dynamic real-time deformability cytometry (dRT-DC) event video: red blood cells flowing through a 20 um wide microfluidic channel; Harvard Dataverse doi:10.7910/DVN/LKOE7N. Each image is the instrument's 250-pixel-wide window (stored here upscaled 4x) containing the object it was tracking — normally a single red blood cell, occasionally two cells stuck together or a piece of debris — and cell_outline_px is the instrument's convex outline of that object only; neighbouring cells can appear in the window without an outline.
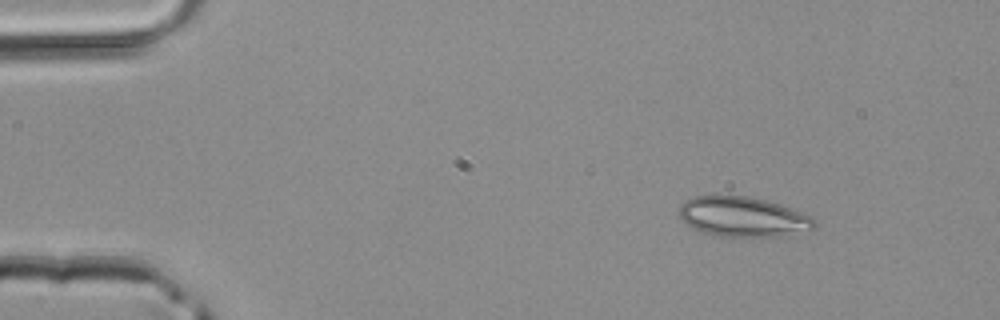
{"species": "common noctule bat (a hibernating species)", "species_latin": "Nyctalus noctula", "temperature_condition": "room temperature", "stored_images_in_passage": 2, "camera_frame_rate_fps": 3000, "um_per_image_px": 0.085, "animal": {"sex": "male", "body_mass_g": 20.4}, "frame": {"image": 1, "passage_image": 1, "time_ms": 0.0, "image_size_px": [1000, 320], "cell_outline_px": [[816, 228], [776, 236], [720, 236], [704, 232], [688, 224], [680, 216], [680, 204], [684, 200], [696, 196], [752, 196], [780, 204], [812, 216], [816, 220]], "centroid_in_image_um": [63.18, 18.41], "position_along_channel_um": 21.8, "area_um2": 31.04}}